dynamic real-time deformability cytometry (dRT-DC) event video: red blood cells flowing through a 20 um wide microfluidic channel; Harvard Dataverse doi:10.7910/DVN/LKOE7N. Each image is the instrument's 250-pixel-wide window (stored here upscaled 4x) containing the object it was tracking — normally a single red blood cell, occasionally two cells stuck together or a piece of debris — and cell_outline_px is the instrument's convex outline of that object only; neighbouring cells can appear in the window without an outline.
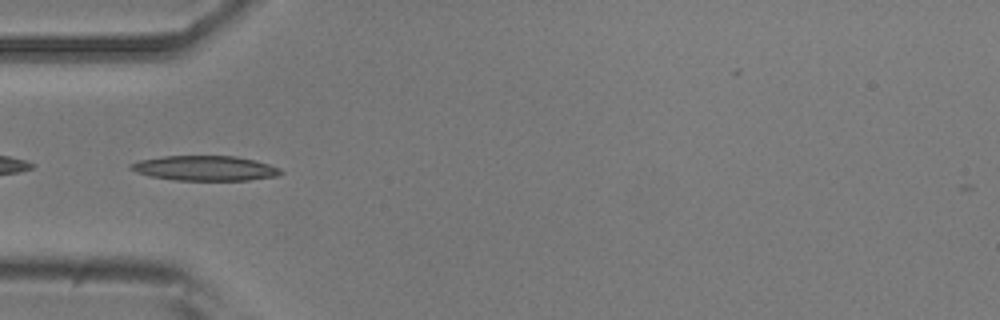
{"species": "common noctule bat (a hibernating species)", "species_latin": "Nyctalus noctula", "temperature_condition": "room temperature", "stored_images_in_passage": 8, "camera_frame_rate_fps": 3000, "um_per_image_px": 0.085, "animal": {"sex": "male", "body_mass_g": 20.5, "forearm_length_mm": 52.5}, "frame": {"image": 1, "passage_image": 2, "time_ms": 1.333, "image_size_px": [1000, 320], "cell_outline_px": [[284, 172], [280, 176], [248, 180], [176, 180], [148, 176], [136, 172], [128, 168], [128, 164], [140, 160], [164, 156], [236, 156], [268, 164], [280, 168]], "centroid_in_image_um": [17.41, 14.3], "position_along_channel_um": 67.6, "area_um2": 21.85}}
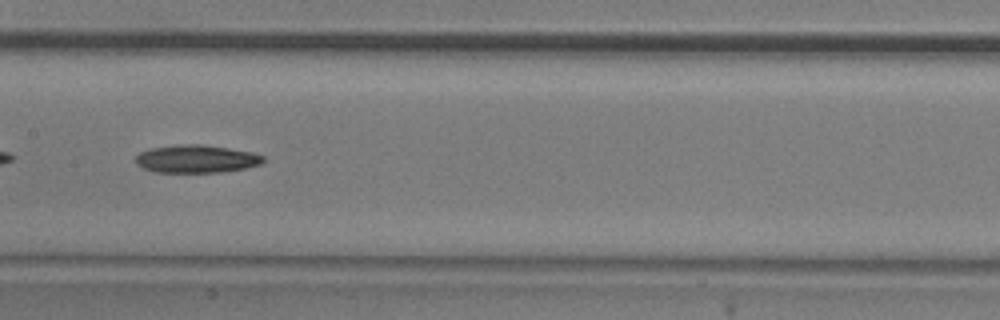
{"frame": {"image": 2, "passage_image": 5, "time_ms": 4.667, "image_size_px": [1000, 320], "cell_outline_px": [[264, 160], [260, 164], [244, 168], [220, 172], [152, 172], [136, 164], [136, 156], [140, 152], [148, 148], [184, 144], [204, 144], [252, 152], [264, 156]], "centroid_in_image_um": [16.66, 13.5], "position_along_channel_um": 190.7, "area_um2": 20.69}}
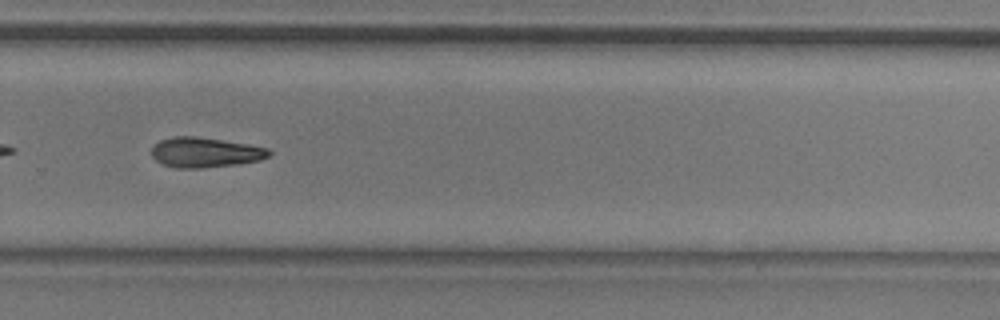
{"frame": {"image": 3, "passage_image": 8, "time_ms": 8.0, "image_size_px": [1000, 320], "cell_outline_px": [[272, 152], [268, 156], [260, 160], [236, 164], [200, 168], [176, 168], [164, 164], [156, 160], [152, 156], [152, 144], [160, 140], [176, 136], [192, 136], [248, 144], [268, 148]], "centroid_in_image_um": [17.42, 12.95], "position_along_channel_um": 312.4, "area_um2": 20.35}}